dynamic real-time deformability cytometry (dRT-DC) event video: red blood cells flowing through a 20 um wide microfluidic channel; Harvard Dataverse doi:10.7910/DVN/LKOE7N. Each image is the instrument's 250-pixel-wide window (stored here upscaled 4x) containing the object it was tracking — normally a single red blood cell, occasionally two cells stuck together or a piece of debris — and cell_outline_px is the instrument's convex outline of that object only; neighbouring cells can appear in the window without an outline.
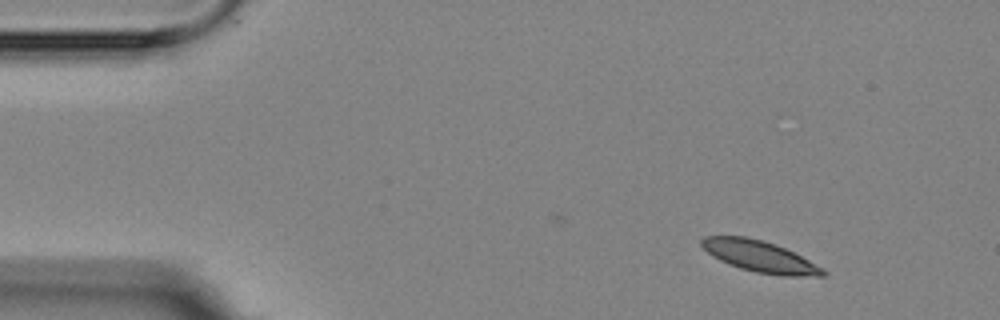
{"species": "Egyptian fruit bat (a non-hibernating species)", "species_latin": "Rousettus aegyptiacus", "temperature_condition": "room temperature", "stored_images_in_passage": 8, "camera_frame_rate_fps": 3000, "um_per_image_px": 0.085, "animal": {"sex": "female"}, "frame": {"image": 1, "passage_image": 1, "time_ms": 0.0, "image_size_px": [1000, 320], "cell_outline_px": [[828, 272], [824, 276], [784, 276], [756, 272], [740, 268], [728, 264], [712, 256], [700, 244], [700, 240], [704, 236], [744, 236], [764, 240], [784, 248], [824, 268]], "centroid_in_image_um": [64.58, 21.8], "position_along_channel_um": 20.4, "area_um2": 22.02}}
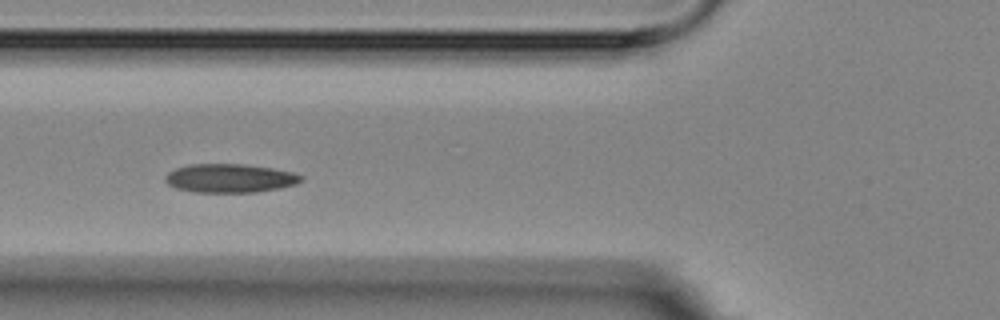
{"frame": {"image": 2, "passage_image": 5, "time_ms": 4.667, "image_size_px": [1000, 320], "cell_outline_px": [[304, 180], [296, 184], [280, 188], [256, 192], [196, 192], [176, 188], [168, 184], [164, 180], [164, 176], [168, 172], [176, 168], [188, 164], [244, 164], [272, 168], [292, 172], [304, 176]], "centroid_in_image_um": [19.54, 15.14], "position_along_channel_um": 106.3, "area_um2": 22.83}}
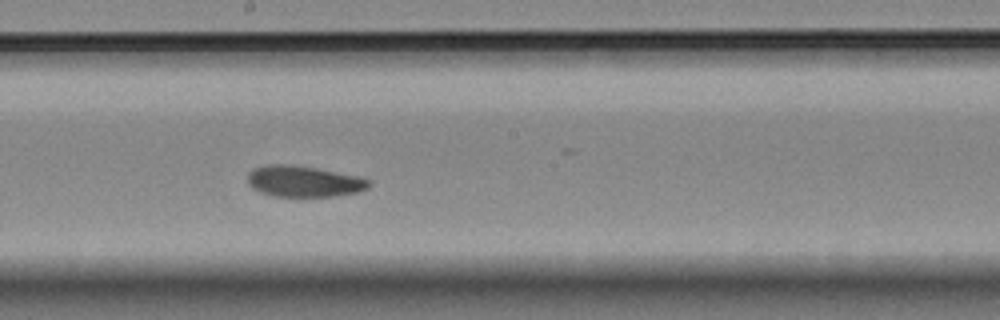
{"frame": {"image": 3, "passage_image": 8, "time_ms": 8.0, "image_size_px": [1000, 320], "cell_outline_px": [[372, 184], [368, 188], [356, 192], [336, 196], [272, 196], [260, 192], [252, 188], [248, 184], [248, 172], [252, 168], [268, 164], [288, 164], [316, 168], [360, 176], [372, 180]], "centroid_in_image_um": [25.83, 15.41], "position_along_channel_um": 222.4, "area_um2": 22.2}}